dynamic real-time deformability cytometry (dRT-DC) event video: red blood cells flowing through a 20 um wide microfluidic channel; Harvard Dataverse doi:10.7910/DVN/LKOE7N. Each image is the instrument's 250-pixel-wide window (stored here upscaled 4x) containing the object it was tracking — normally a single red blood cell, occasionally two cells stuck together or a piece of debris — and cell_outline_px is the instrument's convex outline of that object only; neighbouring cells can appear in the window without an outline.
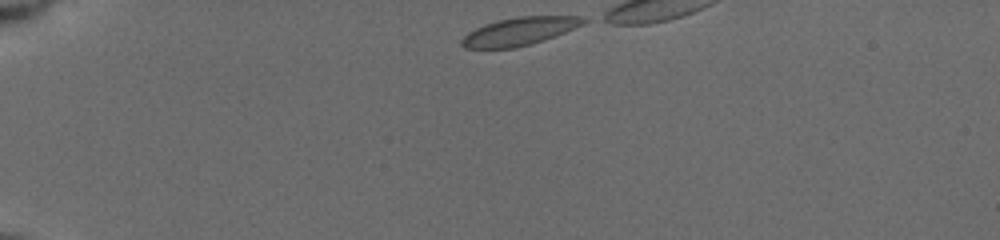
{"species": "common noctule bat (a hibernating species)", "species_latin": "Nyctalus noctula", "temperature_condition": "cold", "stored_images_in_passage": 10, "camera_frame_rate_fps": 3000, "um_per_image_px": 0.085, "animal": {"sex": "female", "body_mass_g": 19.5, "forearm_length_mm": 54.1}, "frame": {"image": 1, "passage_image": 1, "time_ms": 0.0, "image_size_px": [1000, 240], "cell_outline_px": [[588, 20], [584, 24], [564, 32], [528, 44], [512, 48], [464, 48], [460, 44], [460, 40], [468, 32], [484, 24], [496, 20], [516, 16], [580, 16]], "centroid_in_image_um": [44.1, 2.64], "position_along_channel_um": 40.9, "area_um2": 19.59}}
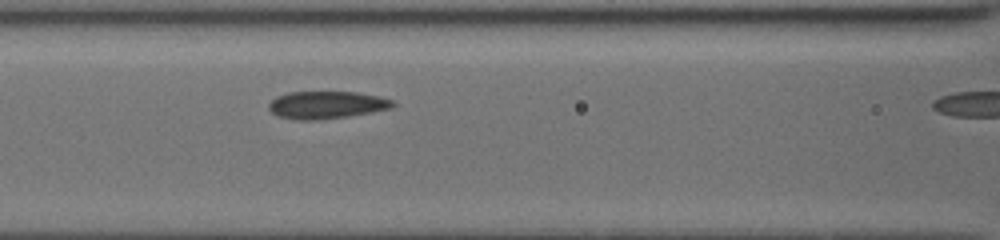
{"frame": {"image": 2, "passage_image": 9, "time_ms": 4.0, "image_size_px": [1000, 240], "cell_outline_px": [[396, 104], [388, 108], [348, 116], [316, 120], [296, 120], [280, 116], [272, 112], [268, 108], [268, 104], [276, 96], [288, 92], [360, 92], [392, 100]], "centroid_in_image_um": [27.7, 8.91], "position_along_channel_um": 138.9, "area_um2": 19.59}}